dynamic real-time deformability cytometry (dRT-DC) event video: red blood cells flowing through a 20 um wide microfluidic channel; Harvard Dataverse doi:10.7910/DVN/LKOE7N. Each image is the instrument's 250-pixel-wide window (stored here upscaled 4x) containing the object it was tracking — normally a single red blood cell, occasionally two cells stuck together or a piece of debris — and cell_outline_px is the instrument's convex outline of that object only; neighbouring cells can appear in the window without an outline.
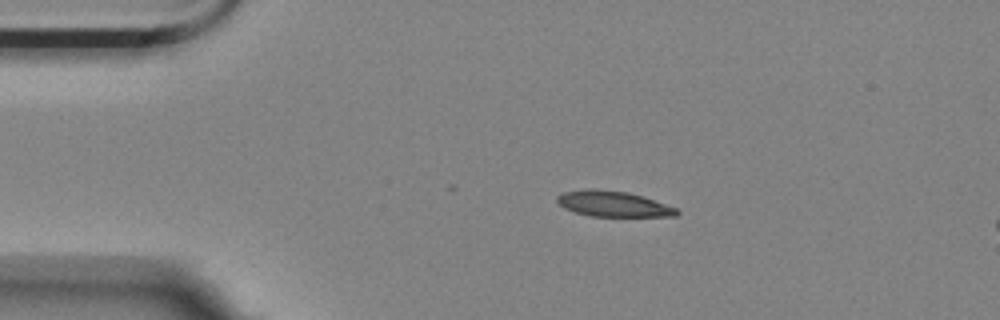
{"species": "Egyptian fruit bat (a non-hibernating species)", "species_latin": "Rousettus aegyptiacus", "temperature_condition": "room temperature", "stored_images_in_passage": 7, "camera_frame_rate_fps": 3000, "um_per_image_px": 0.085, "animal": {"sex": "female"}, "frame": {"image": 1, "passage_image": 1, "time_ms": 0.0, "image_size_px": [1000, 320], "cell_outline_px": [[680, 212], [676, 216], [592, 216], [576, 212], [564, 208], [556, 200], [556, 196], [564, 192], [588, 188], [628, 192], [644, 196], [676, 208]], "centroid_in_image_um": [52.12, 17.32], "position_along_channel_um": 32.9, "area_um2": 17.74}}